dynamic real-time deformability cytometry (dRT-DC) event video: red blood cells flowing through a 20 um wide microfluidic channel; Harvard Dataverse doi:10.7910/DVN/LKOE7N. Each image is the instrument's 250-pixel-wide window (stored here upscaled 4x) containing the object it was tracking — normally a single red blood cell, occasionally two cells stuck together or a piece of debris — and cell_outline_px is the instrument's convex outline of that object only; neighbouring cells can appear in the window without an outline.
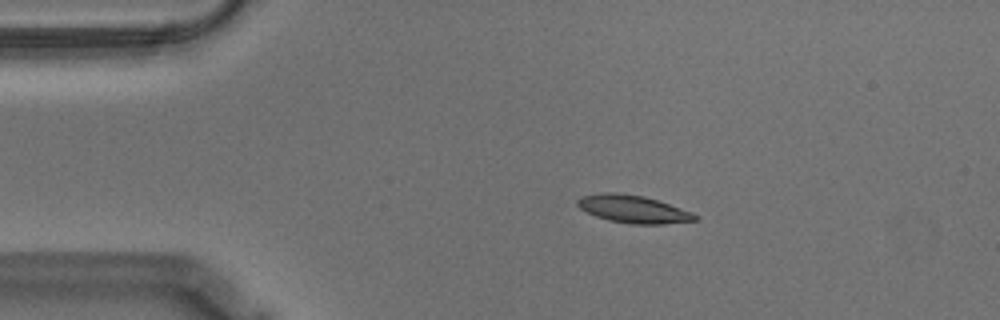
{"species": "Egyptian fruit bat (a non-hibernating species)", "species_latin": "Rousettus aegyptiacus", "temperature_condition": "warm", "stored_images_in_passage": 47, "camera_frame_rate_fps": 3000, "um_per_image_px": 0.085, "animal": {"sex": "male"}, "frame": {"image": 1, "passage_image": 1, "time_ms": 0.0, "image_size_px": [1000, 320], "cell_outline_px": [[700, 220], [664, 224], [628, 224], [608, 220], [596, 216], [580, 208], [576, 204], [576, 200], [580, 196], [600, 192], [620, 192], [644, 196], [692, 212], [700, 216]], "centroid_in_image_um": [53.82, 17.77], "position_along_channel_um": 31.2, "area_um2": 19.19}}
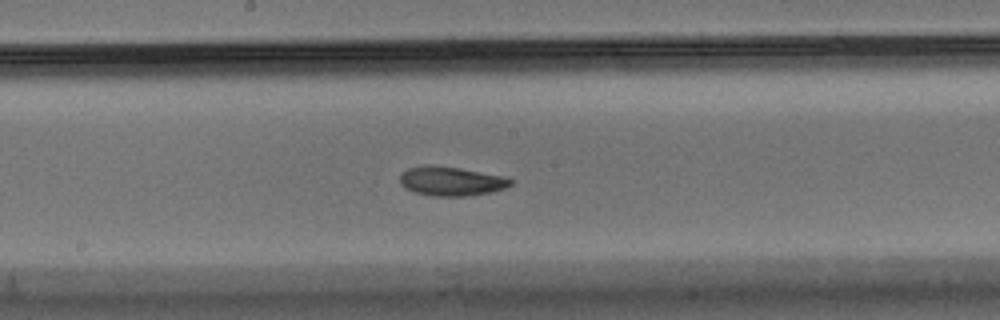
{"frame": {"image": 2, "passage_image": 20, "time_ms": 6.333, "image_size_px": [1000, 320], "cell_outline_px": [[512, 184], [504, 188], [492, 192], [464, 196], [432, 196], [416, 192], [404, 188], [400, 184], [400, 176], [408, 168], [428, 164], [432, 164], [460, 168], [508, 176], [512, 180]], "centroid_in_image_um": [38.37, 15.39], "position_along_channel_um": 209.8, "area_um2": 19.02}}
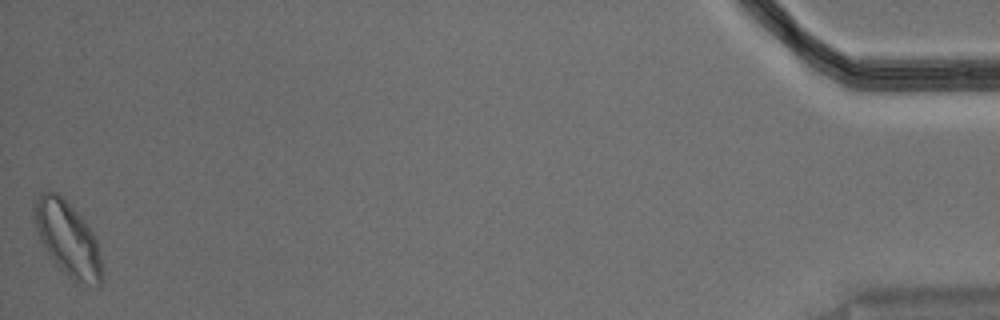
{"frame": {"image": 3, "passage_image": 47, "time_ms": 15.333, "image_size_px": [1000, 320], "cell_outline_px": [[100, 284], [96, 284], [72, 280], [60, 268], [48, 252], [40, 240], [32, 220], [36, 196], [40, 192], [48, 188], [56, 192], [88, 224], [96, 240], [100, 260]], "centroid_in_image_um": [5.67, 20.2], "position_along_channel_um": 429.5, "area_um2": 28.61}, "authors_computed_cell_mechanics": {"area_um2": 19.0162, "velocity_mm_per_s": 3.5193, "shape_relaxation_time_tau1_ms": 4.1619, "shape_relaxation_time_tau2_ms": 3.5829, "deformation_change_tau1": 0.1315, "deformation_change_tau2": 0.0949}}